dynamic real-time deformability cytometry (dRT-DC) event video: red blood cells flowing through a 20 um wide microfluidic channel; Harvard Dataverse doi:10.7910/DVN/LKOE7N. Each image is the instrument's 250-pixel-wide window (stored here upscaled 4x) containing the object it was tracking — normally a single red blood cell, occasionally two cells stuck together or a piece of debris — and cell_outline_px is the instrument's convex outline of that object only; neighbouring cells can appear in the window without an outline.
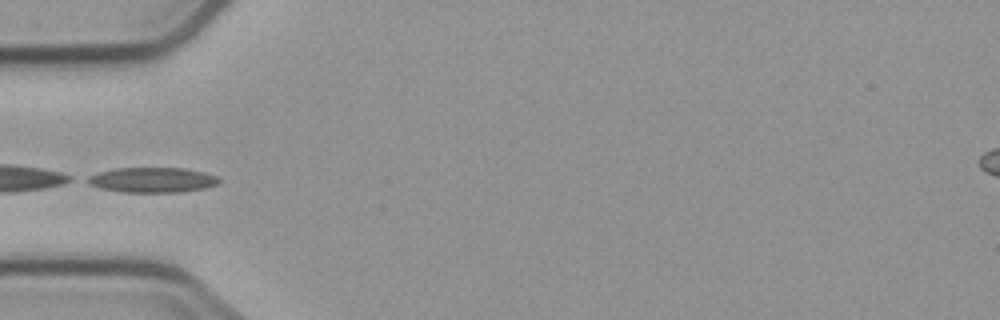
{"species": "common noctule bat (a hibernating species)", "species_latin": "Nyctalus noctula", "temperature_condition": "cold", "stored_images_in_passage": 8, "camera_frame_rate_fps": 3000, "um_per_image_px": 0.085, "animal": {"sex": "male", "body_mass_g": 23.1, "forearm_length_mm": 52.7}, "frame": {"image": 1, "passage_image": 6, "time_ms": 6.0, "image_size_px": [1000, 320], "cell_outline_px": [[220, 184], [208, 188], [180, 192], [120, 192], [100, 188], [88, 184], [80, 180], [88, 176], [100, 172], [116, 168], [184, 168], [204, 172], [216, 176], [220, 180]], "centroid_in_image_um": [12.92, 15.3], "position_along_channel_um": 72.1, "area_um2": 19.54}}
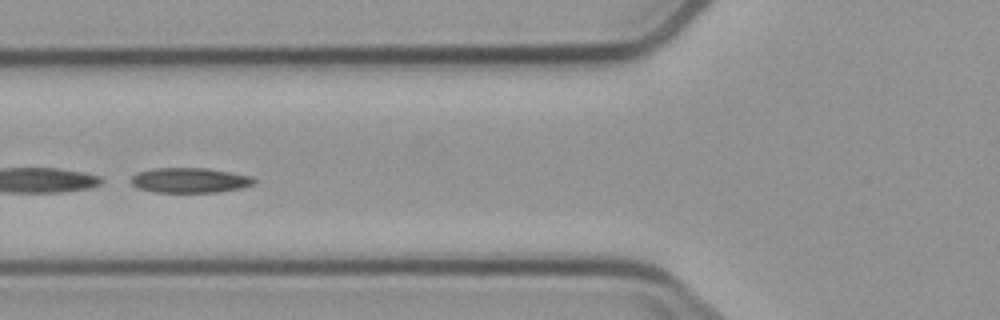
{"frame": {"image": 2, "passage_image": 7, "time_ms": 7.0, "image_size_px": [1000, 320], "cell_outline_px": [[256, 184], [240, 188], [220, 192], [156, 192], [136, 188], [128, 180], [136, 172], [156, 168], [208, 168], [252, 176], [256, 180]], "centroid_in_image_um": [16.12, 15.32], "position_along_channel_um": 109.7, "area_um2": 18.15}}
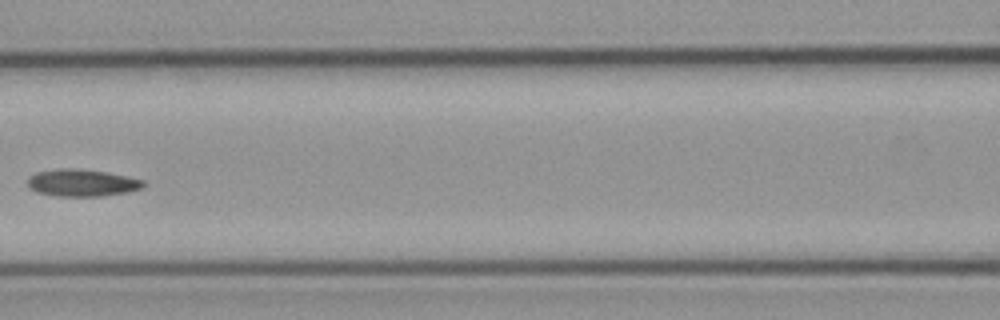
{"frame": {"image": 3, "passage_image": 8, "time_ms": 8.333, "image_size_px": [1000, 320], "cell_outline_px": [[144, 184], [140, 188], [128, 192], [100, 196], [56, 196], [36, 192], [28, 188], [28, 180], [36, 172], [56, 168], [76, 168], [104, 172], [144, 180]], "centroid_in_image_um": [6.91, 15.54], "position_along_channel_um": 159.7, "area_um2": 18.15}}